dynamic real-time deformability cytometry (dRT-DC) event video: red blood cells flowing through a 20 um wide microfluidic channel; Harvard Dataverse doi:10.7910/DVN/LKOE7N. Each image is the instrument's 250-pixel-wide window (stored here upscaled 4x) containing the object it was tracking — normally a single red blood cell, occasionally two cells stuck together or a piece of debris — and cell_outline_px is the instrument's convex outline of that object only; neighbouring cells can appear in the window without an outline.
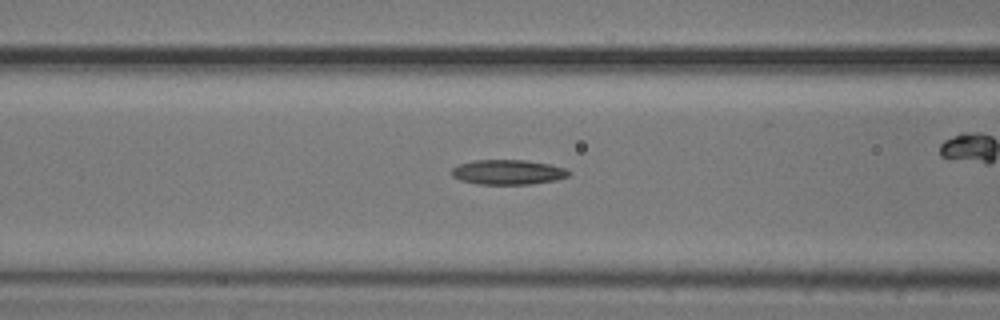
{"species": "common noctule bat (a hibernating species)", "species_latin": "Nyctalus noctula", "temperature_condition": "cold", "stored_images_in_passage": 55, "camera_frame_rate_fps": 3000, "um_per_image_px": 0.085, "animal": {"sex": "male", "body_mass_g": 20.5, "forearm_length_mm": 52.5}, "frame": {"image": 1, "passage_image": 21, "time_ms": 6.667, "image_size_px": [1000, 320], "cell_outline_px": [[572, 172], [568, 176], [556, 180], [532, 184], [480, 184], [460, 180], [452, 176], [452, 168], [460, 164], [472, 160], [524, 160], [548, 164], [568, 168]], "centroid_in_image_um": [43.21, 14.63], "position_along_channel_um": 123.4, "area_um2": 16.99}}
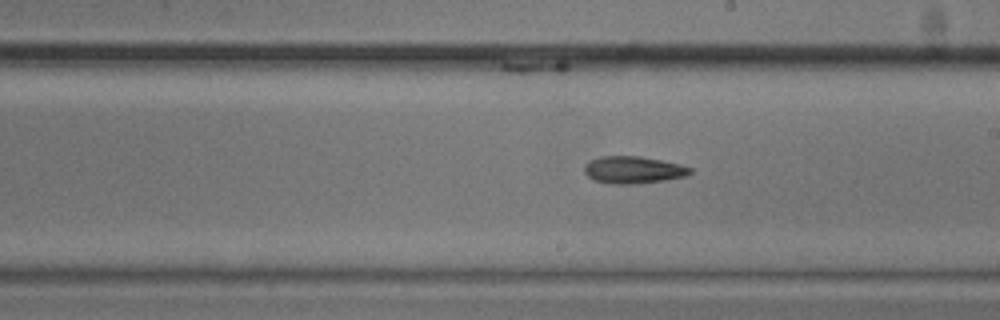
{"frame": {"image": 2, "passage_image": 30, "time_ms": 9.667, "image_size_px": [1000, 320], "cell_outline_px": [[692, 172], [684, 176], [664, 180], [632, 184], [612, 184], [592, 180], [584, 172], [584, 164], [588, 160], [600, 156], [640, 156], [680, 164], [692, 168]], "centroid_in_image_um": [53.77, 14.43], "position_along_channel_um": 235.2, "area_um2": 16.82}}
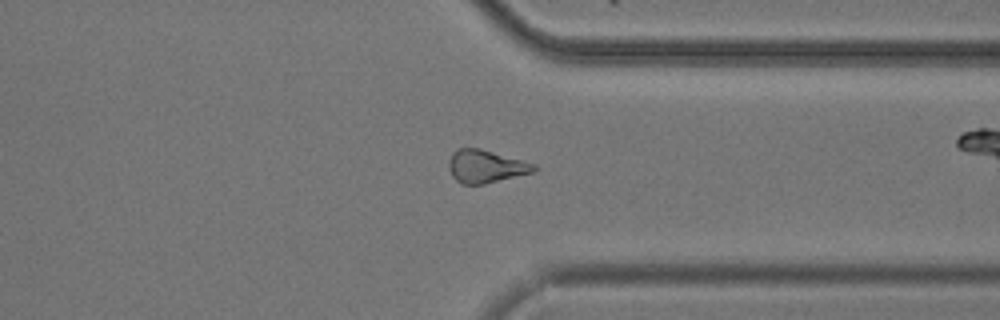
{"frame": {"image": 3, "passage_image": 41, "time_ms": 13.333, "image_size_px": [1000, 320], "cell_outline_px": [[540, 168], [536, 172], [484, 184], [460, 184], [452, 176], [448, 168], [448, 160], [452, 152], [456, 148], [480, 148], [536, 164]], "centroid_in_image_um": [41.3, 14.14], "position_along_channel_um": 370.1, "area_um2": 16.65}, "authors_computed_cell_mechanics": {"area_um2": 16.9932, "velocity_mm_per_s": 3.7252, "shape_relaxation_time_tau1_ms": 7.8813, "shape_relaxation_time_tau2_ms": null, "deformation_change_tau1": 0.1475, "deformation_change_tau2": null}}